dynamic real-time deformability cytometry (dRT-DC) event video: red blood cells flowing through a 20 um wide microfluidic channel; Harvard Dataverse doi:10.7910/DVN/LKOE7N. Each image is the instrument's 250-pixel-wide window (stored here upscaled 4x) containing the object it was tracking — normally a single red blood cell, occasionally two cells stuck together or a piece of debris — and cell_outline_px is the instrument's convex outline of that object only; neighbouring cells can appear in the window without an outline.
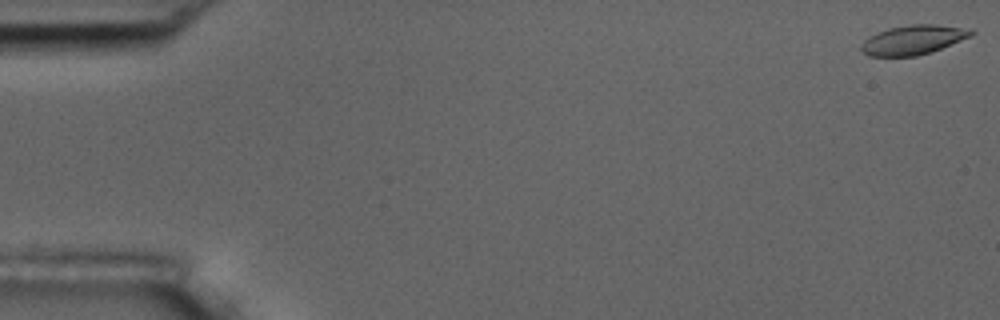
{"species": "common noctule bat (a hibernating species)", "species_latin": "Nyctalus noctula", "temperature_condition": "room temperature", "stored_images_in_passage": 56, "camera_frame_rate_fps": 3000, "um_per_image_px": 0.085, "animal": {"sex": "male", "body_mass_g": 17.5, "forearm_length_mm": 52.3}, "frame": {"image": 1, "passage_image": 1, "time_ms": 0.0, "image_size_px": [1000, 320], "cell_outline_px": [[976, 32], [972, 36], [932, 52], [916, 56], [868, 56], [860, 48], [860, 44], [868, 36], [888, 28], [912, 24], [936, 24], [972, 28]], "centroid_in_image_um": [77.66, 3.38], "position_along_channel_um": 7.3, "area_um2": 19.13}}
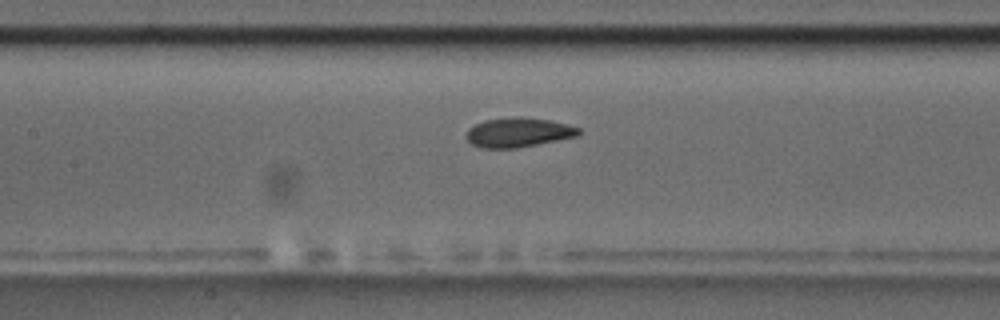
{"frame": {"image": 2, "passage_image": 26, "time_ms": 8.333, "image_size_px": [1000, 320], "cell_outline_px": [[580, 132], [576, 136], [516, 148], [484, 148], [472, 144], [468, 140], [468, 128], [484, 120], [512, 116], [520, 116], [548, 120], [568, 124], [580, 128]], "centroid_in_image_um": [44.05, 11.24], "position_along_channel_um": 163.3, "area_um2": 19.07}}
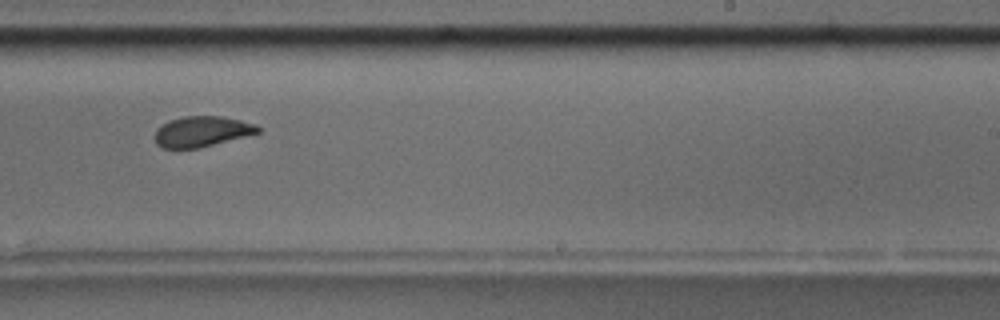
{"frame": {"image": 3, "passage_image": 35, "time_ms": 11.333, "image_size_px": [1000, 320], "cell_outline_px": [[260, 132], [196, 148], [160, 148], [156, 144], [156, 128], [168, 120], [184, 116], [220, 116], [240, 120], [256, 124], [260, 128]], "centroid_in_image_um": [17.12, 11.16], "position_along_channel_um": 271.9, "area_um2": 18.09}, "authors_computed_cell_mechanics": {"area_um2": 19.4497, "velocity_mm_per_s": 3.6357, "shape_relaxation_time_tau1_ms": 2.947, "shape_relaxation_time_tau2_ms": 1.481, "deformation_change_tau1": 0.1261, "deformation_change_tau2": 0.0672}}